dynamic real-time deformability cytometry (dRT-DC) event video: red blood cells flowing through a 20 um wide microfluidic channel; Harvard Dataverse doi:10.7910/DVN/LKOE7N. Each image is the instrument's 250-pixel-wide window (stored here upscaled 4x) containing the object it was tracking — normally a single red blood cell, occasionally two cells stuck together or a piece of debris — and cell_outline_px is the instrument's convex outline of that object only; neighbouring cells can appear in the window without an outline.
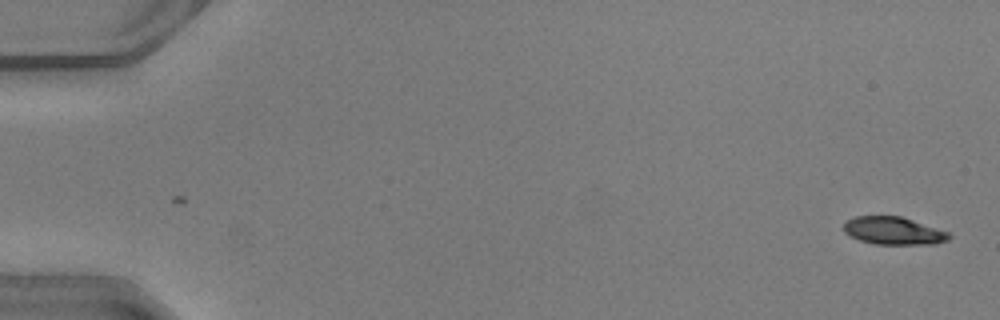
{"species": "common noctule bat (a hibernating species)", "species_latin": "Nyctalus noctula", "temperature_condition": "warm", "stored_images_in_passage": 50, "camera_frame_rate_fps": 3000, "um_per_image_px": 0.085, "animal": {"sex": "male", "body_mass_g": 20.5, "forearm_length_mm": 52.5}, "frame": {"image": 1, "passage_image": 1, "time_ms": 0.0, "image_size_px": [1000, 320], "cell_outline_px": [[952, 236], [948, 240], [936, 244], [876, 244], [860, 240], [848, 236], [844, 232], [844, 224], [848, 220], [856, 216], [900, 216], [948, 232]], "centroid_in_image_um": [75.94, 19.62], "position_along_channel_um": 9.1, "area_um2": 16.88}}
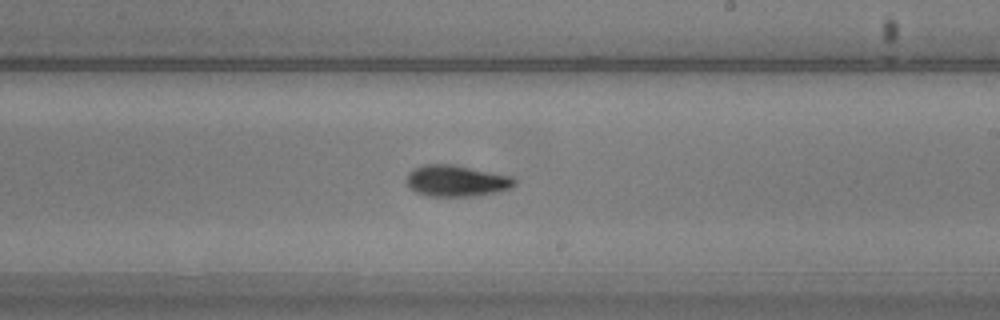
{"frame": {"image": 2, "passage_image": 30, "time_ms": 9.667, "image_size_px": [1000, 320], "cell_outline_px": [[516, 184], [512, 188], [500, 192], [476, 196], [428, 196], [416, 192], [408, 188], [408, 172], [424, 164], [452, 164], [512, 176], [516, 180]], "centroid_in_image_um": [38.84, 15.38], "position_along_channel_um": 250.2, "area_um2": 19.83}}
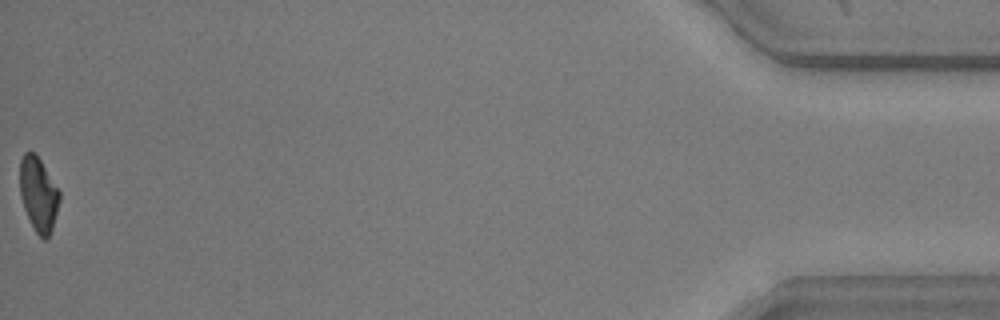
{"frame": {"image": 3, "passage_image": 50, "time_ms": 16.333, "image_size_px": [1000, 320], "cell_outline_px": [[60, 200], [52, 228], [48, 236], [44, 240], [36, 232], [24, 208], [20, 196], [20, 160], [24, 152], [32, 152], [40, 160], [60, 192]], "centroid_in_image_um": [3.26, 16.5], "position_along_channel_um": 431.9, "area_um2": 16.76}, "authors_computed_cell_mechanics": {"area_um2": 18.496, "velocity_mm_per_s": 4.1143, "shape_relaxation_time_tau1_ms": 2.1742, "shape_relaxation_time_tau2_ms": 2.0186, "deformation_change_tau1": 0.1396, "deformation_change_tau2": 0.0706}}